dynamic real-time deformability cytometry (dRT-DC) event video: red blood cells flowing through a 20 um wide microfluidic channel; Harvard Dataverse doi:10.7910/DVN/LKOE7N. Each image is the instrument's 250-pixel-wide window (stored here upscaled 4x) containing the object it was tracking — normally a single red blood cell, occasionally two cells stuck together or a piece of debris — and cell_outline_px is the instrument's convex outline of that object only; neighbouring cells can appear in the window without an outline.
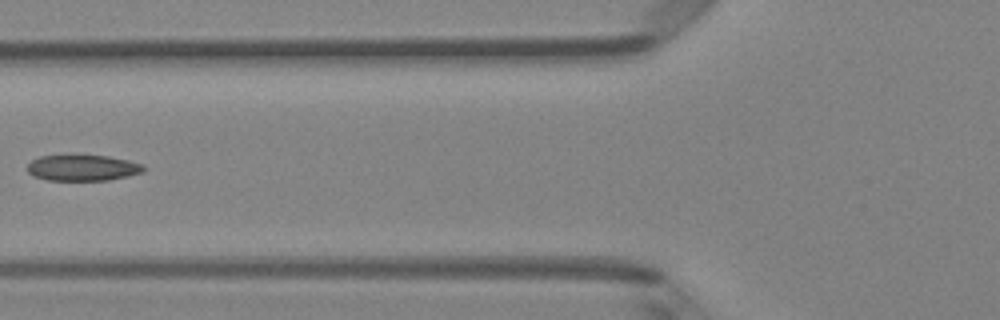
{"species": "Egyptian fruit bat (a non-hibernating species)", "species_latin": "Rousettus aegyptiacus", "temperature_condition": "room temperature", "stored_images_in_passage": 5, "camera_frame_rate_fps": 3000, "um_per_image_px": 0.085, "animal": {"sex": "female"}, "frame": {"image": 1, "passage_image": 4, "time_ms": 3.667, "image_size_px": [1000, 320], "cell_outline_px": [[148, 168], [144, 172], [128, 176], [108, 180], [48, 180], [32, 176], [28, 172], [28, 164], [32, 160], [40, 156], [108, 156], [128, 160], [144, 164]], "centroid_in_image_um": [7.08, 14.27], "position_along_channel_um": 118.7, "area_um2": 17.57}}
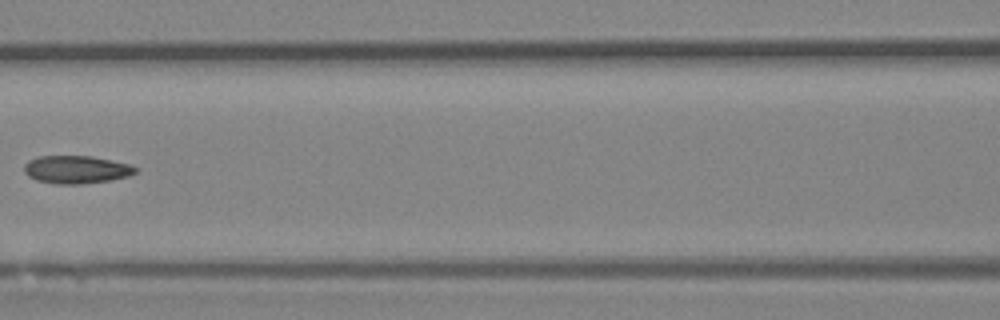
{"frame": {"image": 2, "passage_image": 5, "time_ms": 4.667, "image_size_px": [1000, 320], "cell_outline_px": [[140, 168], [136, 172], [128, 176], [112, 180], [84, 184], [56, 184], [36, 180], [28, 176], [24, 172], [24, 164], [28, 160], [40, 156], [92, 156], [128, 164]], "centroid_in_image_um": [6.48, 14.42], "position_along_channel_um": 160.1, "area_um2": 18.21}}